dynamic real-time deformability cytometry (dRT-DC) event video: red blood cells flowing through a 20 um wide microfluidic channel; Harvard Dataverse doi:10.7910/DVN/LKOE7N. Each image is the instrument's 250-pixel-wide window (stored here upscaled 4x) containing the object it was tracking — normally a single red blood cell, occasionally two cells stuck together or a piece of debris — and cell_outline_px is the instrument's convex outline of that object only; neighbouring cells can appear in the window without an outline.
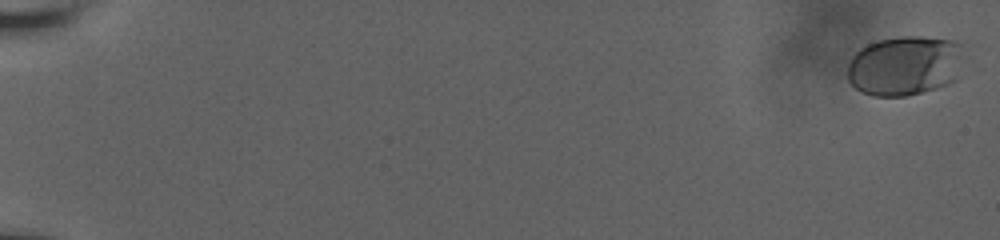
{"species": "human", "species_latin": "Homo sapiens", "temperature_condition": "room temperature", "stored_images_in_passage": 13, "camera_frame_rate_fps": 3000, "um_per_image_px": 0.085, "donor": {"sex": "male"}, "frame": {"image": 1, "passage_image": 1, "time_ms": 0.0, "image_size_px": [1000, 240], "cell_outline_px": [[964, 44], [956, 80], [948, 84], [936, 88], [904, 96], [872, 96], [860, 92], [848, 80], [848, 64], [852, 56], [860, 48], [868, 44], [880, 40], [900, 36], [920, 36], [952, 40]], "centroid_in_image_um": [76.9, 5.57], "position_along_channel_um": 8.1, "area_um2": 40.69}}
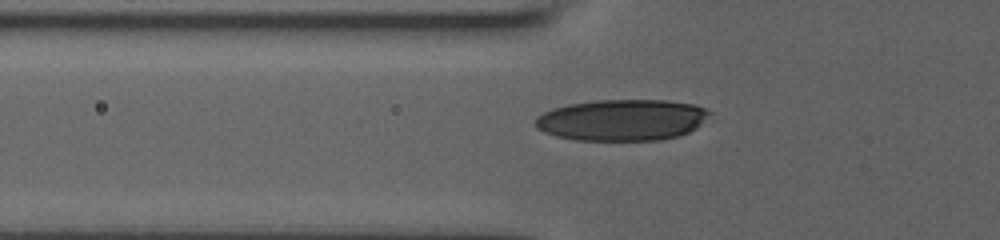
{"frame": {"image": 2, "passage_image": 11, "time_ms": 7.667, "image_size_px": [1000, 240], "cell_outline_px": [[712, 112], [696, 128], [688, 132], [676, 136], [660, 140], [576, 140], [556, 136], [544, 132], [536, 128], [532, 124], [536, 116], [552, 108], [568, 104], [596, 100], [668, 100], [692, 104], [704, 108]], "centroid_in_image_um": [52.82, 10.19], "position_along_channel_um": 73.0, "area_um2": 42.08}}
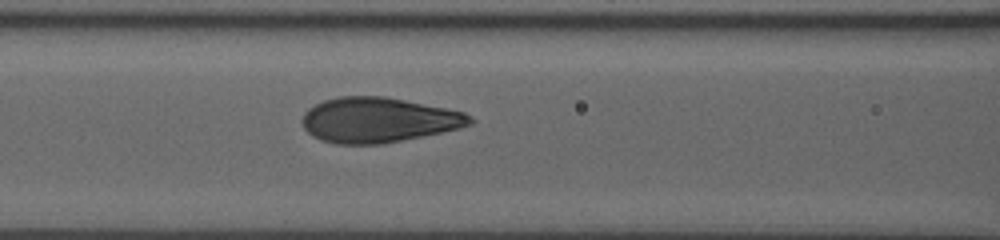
{"frame": {"image": 3, "passage_image": 13, "time_ms": 9.333, "image_size_px": [1000, 240], "cell_outline_px": [[476, 120], [472, 124], [460, 128], [384, 144], [336, 144], [320, 140], [312, 136], [304, 128], [300, 120], [304, 112], [308, 108], [324, 100], [340, 96], [384, 96], [464, 112], [472, 116]], "centroid_in_image_um": [32.14, 10.2], "position_along_channel_um": 134.5, "area_um2": 44.16}}